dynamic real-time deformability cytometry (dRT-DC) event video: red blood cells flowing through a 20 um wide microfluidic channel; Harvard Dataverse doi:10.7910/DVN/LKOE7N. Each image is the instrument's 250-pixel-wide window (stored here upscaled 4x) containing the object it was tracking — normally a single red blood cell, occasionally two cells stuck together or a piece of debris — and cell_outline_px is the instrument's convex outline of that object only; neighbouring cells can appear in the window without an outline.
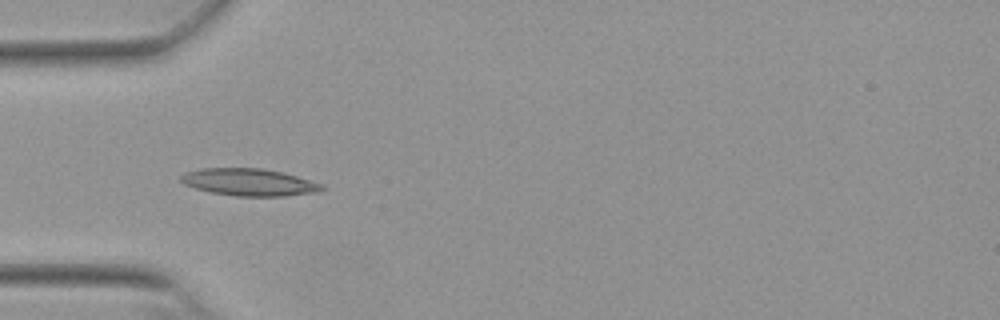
{"species": "Egyptian fruit bat (a non-hibernating species)", "species_latin": "Rousettus aegyptiacus", "temperature_condition": "warm", "stored_images_in_passage": 51, "camera_frame_rate_fps": 3000, "um_per_image_px": 0.085, "animal": {"sex": "female"}, "frame": {"image": 1, "passage_image": 15, "time_ms": 4.667, "image_size_px": [1000, 320], "cell_outline_px": [[324, 188], [320, 192], [284, 196], [236, 196], [212, 192], [196, 188], [184, 184], [180, 180], [180, 176], [184, 172], [200, 168], [260, 168], [280, 172], [296, 176], [324, 184]], "centroid_in_image_um": [21.18, 15.48], "position_along_channel_um": 63.8, "area_um2": 22.31}}
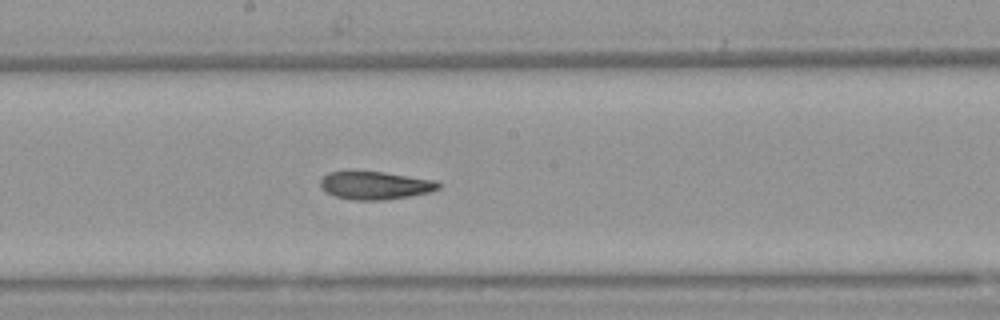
{"frame": {"image": 2, "passage_image": 27, "time_ms": 8.667, "image_size_px": [1000, 320], "cell_outline_px": [[444, 184], [440, 188], [432, 192], [384, 200], [352, 200], [336, 196], [324, 192], [320, 188], [320, 180], [328, 172], [384, 172], [436, 180]], "centroid_in_image_um": [31.93, 15.77], "position_along_channel_um": 216.3, "area_um2": 19.36}}
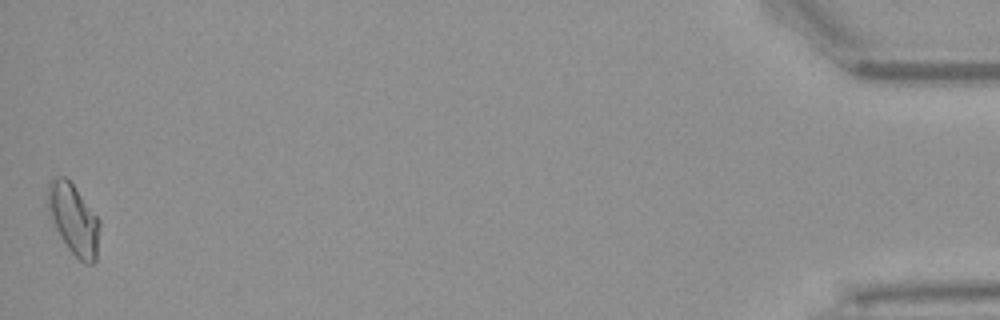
{"frame": {"image": 3, "passage_image": 51, "time_ms": 16.667, "image_size_px": [1000, 320], "cell_outline_px": [[100, 224], [96, 260], [92, 264], [84, 264], [68, 248], [60, 236], [52, 220], [48, 208], [48, 184], [52, 176], [64, 176], [72, 184], [100, 220]], "centroid_in_image_um": [6.26, 18.65], "position_along_channel_um": 428.9, "area_um2": 21.04}, "authors_computed_cell_mechanics": {"area_um2": 19.8254, "velocity_mm_per_s": 3.8472, "shape_relaxation_time_tau1_ms": null, "shape_relaxation_time_tau2_ms": 2.941, "deformation_change_tau1": null, "deformation_change_tau2": 0.0946}}